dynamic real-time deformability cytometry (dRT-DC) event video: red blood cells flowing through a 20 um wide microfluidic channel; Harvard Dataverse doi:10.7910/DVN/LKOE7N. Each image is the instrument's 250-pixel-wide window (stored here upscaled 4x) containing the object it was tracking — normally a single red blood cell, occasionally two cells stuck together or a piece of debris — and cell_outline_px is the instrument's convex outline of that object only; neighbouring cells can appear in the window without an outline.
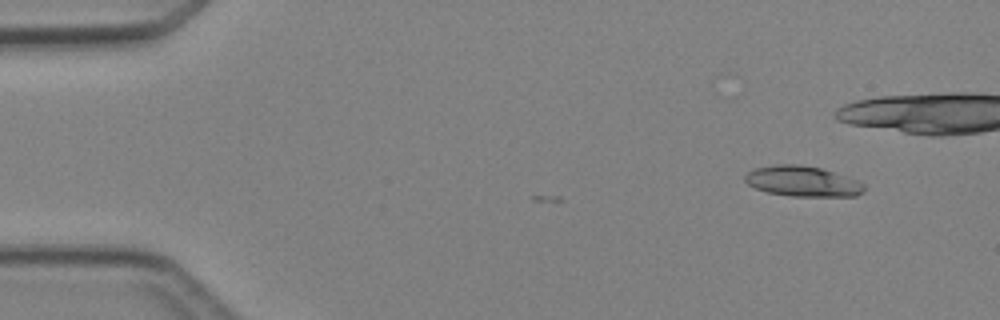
{"species": "Egyptian fruit bat (a non-hibernating species)", "species_latin": "Rousettus aegyptiacus", "temperature_condition": "cold", "stored_images_in_passage": 6, "camera_frame_rate_fps": 3000, "um_per_image_px": 0.085, "animal": {"sex": "female"}, "frame": {"image": 1, "passage_image": 1, "time_ms": 0.0, "image_size_px": [1000, 320], "cell_outline_px": [[864, 192], [856, 196], [792, 196], [768, 192], [756, 188], [748, 184], [744, 180], [744, 176], [748, 172], [756, 168], [776, 164], [800, 164], [820, 168], [856, 180], [864, 184]], "centroid_in_image_um": [68.21, 15.41], "position_along_channel_um": 16.8, "area_um2": 20.92}}